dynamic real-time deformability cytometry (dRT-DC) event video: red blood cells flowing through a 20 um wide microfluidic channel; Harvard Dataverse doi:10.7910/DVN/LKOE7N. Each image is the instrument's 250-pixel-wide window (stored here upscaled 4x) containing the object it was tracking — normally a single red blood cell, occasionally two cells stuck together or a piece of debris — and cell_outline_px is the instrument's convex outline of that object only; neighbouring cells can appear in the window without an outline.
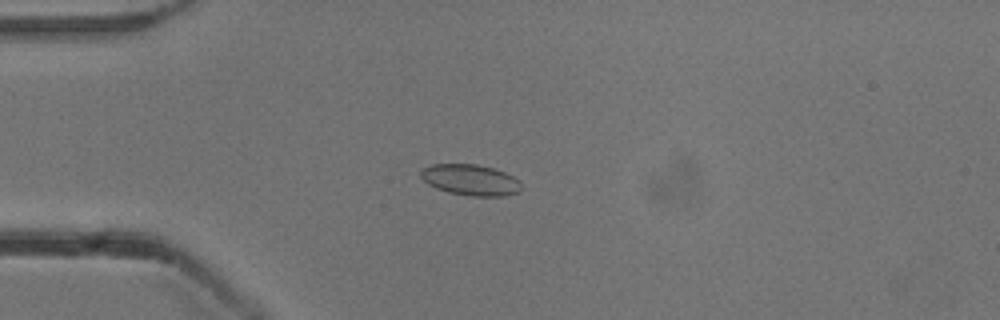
{"species": "common noctule bat (a hibernating species)", "species_latin": "Nyctalus noctula", "temperature_condition": "cold", "stored_images_in_passage": 53, "camera_frame_rate_fps": 3000, "um_per_image_px": 0.085, "animal": {"sex": "male", "body_mass_g": 13.3}, "frame": {"image": 1, "passage_image": 14, "time_ms": 4.333, "image_size_px": [1000, 320], "cell_outline_px": [[520, 192], [504, 196], [472, 196], [448, 192], [436, 188], [428, 184], [420, 176], [420, 172], [424, 168], [432, 164], [476, 164], [492, 168], [504, 172], [520, 180]], "centroid_in_image_um": [39.99, 15.29], "position_along_channel_um": 45.0, "area_um2": 18.09}}
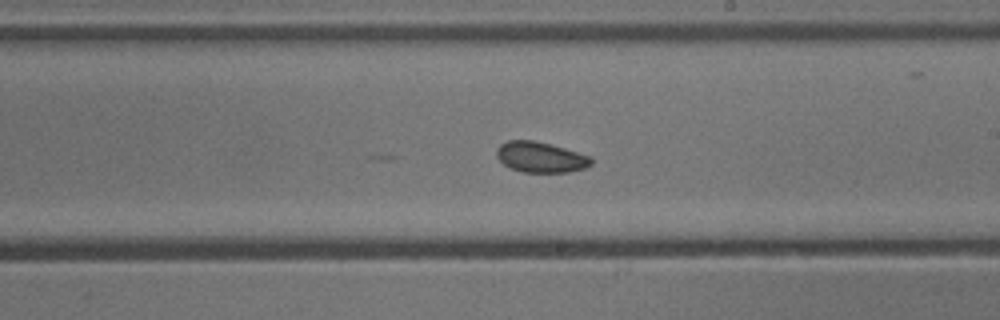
{"frame": {"image": 2, "passage_image": 31, "time_ms": 10.0, "image_size_px": [1000, 320], "cell_outline_px": [[592, 164], [584, 168], [568, 172], [524, 172], [512, 168], [504, 164], [496, 156], [496, 148], [500, 144], [508, 140], [532, 140], [552, 144], [592, 156]], "centroid_in_image_um": [45.96, 13.34], "position_along_channel_um": 243.0, "area_um2": 16.94}}
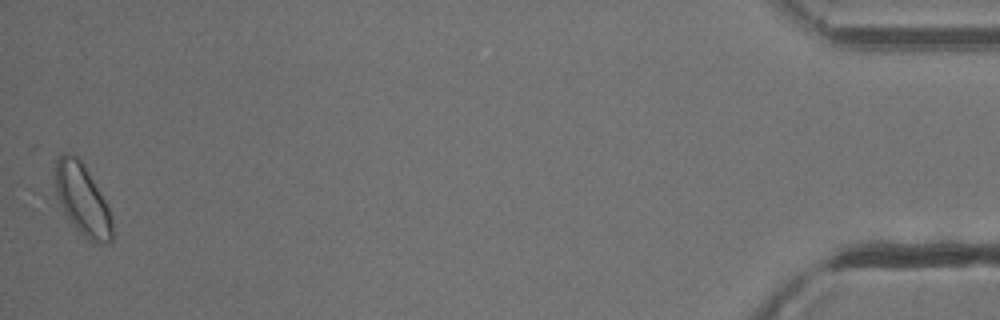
{"frame": {"image": 3, "passage_image": 53, "time_ms": 17.333, "image_size_px": [1000, 320], "cell_outline_px": [[112, 240], [108, 244], [96, 244], [88, 240], [68, 224], [56, 192], [52, 172], [56, 160], [64, 152], [68, 152], [76, 156], [84, 164], [104, 200], [112, 216]], "centroid_in_image_um": [6.96, 17.0], "position_along_channel_um": 428.2, "area_um2": 24.28}, "authors_computed_cell_mechanics": {"area_um2": 17.9758, "velocity_mm_per_s": 3.8397, "shape_relaxation_time_tau1_ms": null, "shape_relaxation_time_tau2_ms": 3.8815, "deformation_change_tau1": null, "deformation_change_tau2": 0.061}}